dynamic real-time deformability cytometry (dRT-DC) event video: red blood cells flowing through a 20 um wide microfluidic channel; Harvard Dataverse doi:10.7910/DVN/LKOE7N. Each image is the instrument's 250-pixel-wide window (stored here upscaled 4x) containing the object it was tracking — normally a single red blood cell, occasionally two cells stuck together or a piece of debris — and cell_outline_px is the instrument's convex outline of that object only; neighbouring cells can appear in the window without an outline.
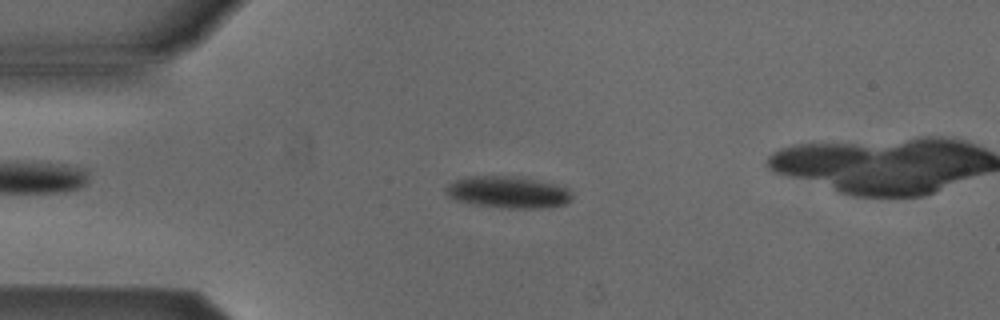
{"species": "Egyptian fruit bat (a non-hibernating species)", "species_latin": "Rousettus aegyptiacus", "temperature_condition": "cold", "stored_images_in_passage": 47, "camera_frame_rate_fps": 3000, "um_per_image_px": 0.085, "animal": {"sex": "male"}, "frame": {"image": 1, "passage_image": 12, "time_ms": 3.667, "image_size_px": [1000, 320], "cell_outline_px": [[572, 200], [564, 204], [540, 208], [508, 208], [468, 204], [456, 200], [448, 196], [444, 192], [448, 184], [456, 180], [468, 176], [512, 176], [552, 184], [568, 188], [572, 192]], "centroid_in_image_um": [43.14, 16.35], "position_along_channel_um": 41.9, "area_um2": 23.24}}
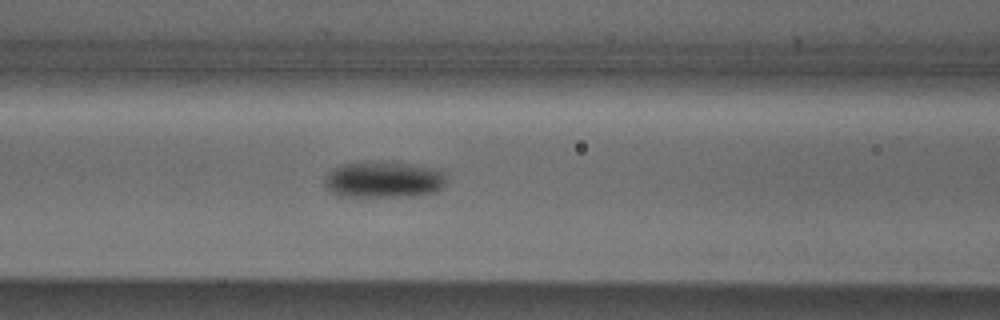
{"frame": {"image": 2, "passage_image": 21, "time_ms": 6.667, "image_size_px": [1000, 320], "cell_outline_px": [[444, 184], [436, 192], [420, 196], [336, 196], [328, 192], [324, 184], [324, 180], [328, 172], [332, 168], [340, 164], [368, 160], [380, 160], [412, 164], [440, 172], [444, 176]], "centroid_in_image_um": [32.49, 15.26], "position_along_channel_um": 134.1, "area_um2": 26.18}}
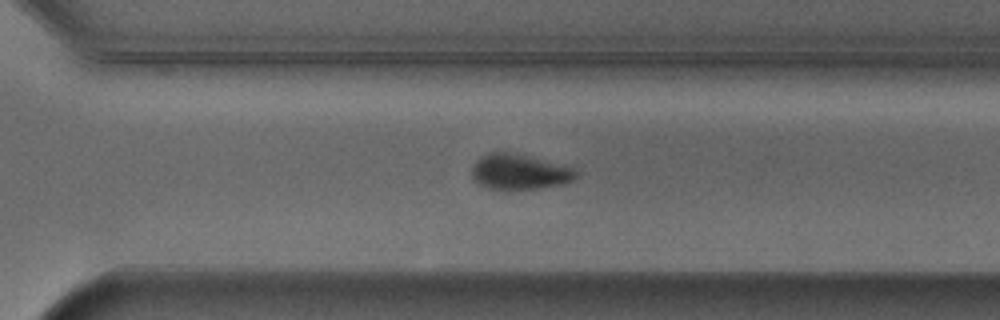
{"frame": {"image": 3, "passage_image": 36, "time_ms": 11.667, "image_size_px": [1000, 320], "cell_outline_px": [[576, 176], [572, 180], [564, 184], [540, 188], [488, 188], [480, 184], [472, 176], [472, 168], [476, 160], [480, 156], [488, 152], [504, 152], [524, 156], [572, 168], [576, 172]], "centroid_in_image_um": [44.1, 14.61], "position_along_channel_um": 326.5, "area_um2": 20.58}, "authors_computed_cell_mechanics": {"area_um2": 22.4264, "velocity_mm_per_s": 3.864, "shape_relaxation_time_tau1_ms": 2.1509, "shape_relaxation_time_tau2_ms": null, "deformation_change_tau1": 0.0762, "deformation_change_tau2": null}}